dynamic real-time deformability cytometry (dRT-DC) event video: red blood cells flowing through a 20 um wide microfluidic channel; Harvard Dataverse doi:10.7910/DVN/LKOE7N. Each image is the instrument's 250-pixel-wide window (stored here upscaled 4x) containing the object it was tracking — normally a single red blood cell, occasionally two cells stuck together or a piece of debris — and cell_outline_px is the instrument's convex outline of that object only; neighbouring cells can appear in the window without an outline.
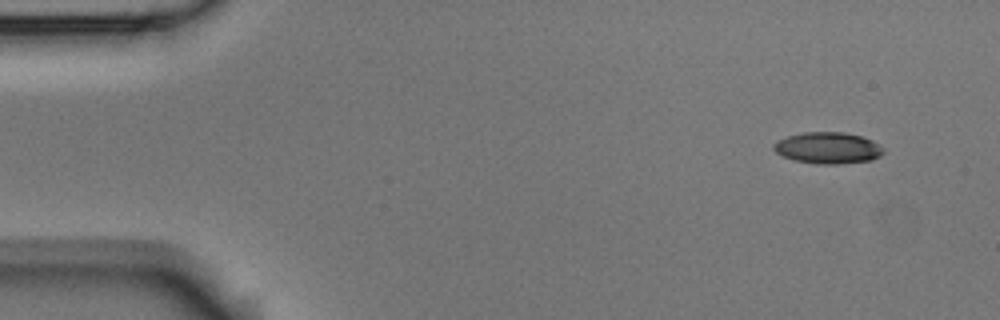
{"species": "Egyptian fruit bat (a non-hibernating species)", "species_latin": "Rousettus aegyptiacus", "temperature_condition": "room temperature", "stored_images_in_passage": 4, "camera_frame_rate_fps": 3000, "um_per_image_px": 0.085, "animal": {"sex": "male"}, "frame": {"image": 1, "passage_image": 1, "time_ms": 0.0, "image_size_px": [1000, 320], "cell_outline_px": [[884, 152], [880, 156], [872, 160], [836, 164], [820, 164], [796, 160], [784, 156], [776, 152], [772, 148], [772, 144], [776, 140], [788, 136], [804, 132], [844, 132], [864, 136], [880, 144], [884, 148]], "centroid_in_image_um": [70.4, 12.56], "position_along_channel_um": 14.6, "area_um2": 20.23}}
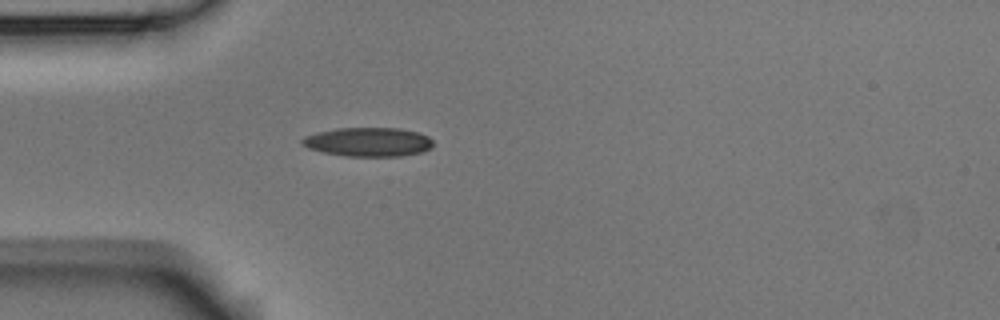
{"frame": {"image": 2, "passage_image": 4, "time_ms": 1.0, "image_size_px": [1000, 320], "cell_outline_px": [[432, 148], [424, 152], [400, 156], [344, 156], [324, 152], [308, 148], [300, 144], [300, 140], [304, 136], [316, 132], [336, 128], [400, 128], [416, 132], [428, 136], [432, 140]], "centroid_in_image_um": [31.28, 12.06], "position_along_channel_um": 53.7, "area_um2": 22.31}}